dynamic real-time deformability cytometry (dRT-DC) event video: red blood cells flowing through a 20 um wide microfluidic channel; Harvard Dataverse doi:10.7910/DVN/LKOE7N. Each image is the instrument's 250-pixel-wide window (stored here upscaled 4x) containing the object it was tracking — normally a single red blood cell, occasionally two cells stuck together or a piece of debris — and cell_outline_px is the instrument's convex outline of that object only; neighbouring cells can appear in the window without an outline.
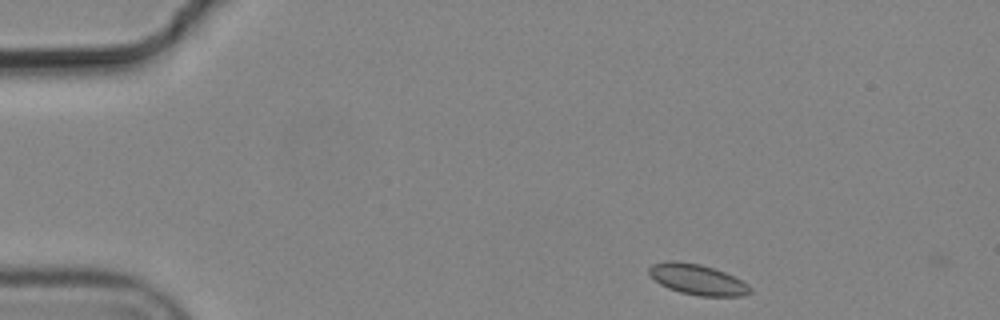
{"species": "common noctule bat (a hibernating species)", "species_latin": "Nyctalus noctula", "temperature_condition": "cold", "stored_images_in_passage": 2, "camera_frame_rate_fps": 3000, "um_per_image_px": 0.085, "animal": {"sex": "male", "body_mass_g": 19.2, "forearm_length_mm": 51.8}, "frame": {"image": 1, "passage_image": 1, "time_ms": 0.0, "image_size_px": [1000, 320], "cell_outline_px": [[752, 292], [744, 296], [700, 296], [680, 292], [668, 288], [660, 284], [648, 272], [648, 268], [652, 264], [668, 260], [672, 260], [700, 264], [724, 272], [748, 284], [752, 288]], "centroid_in_image_um": [59.28, 23.76], "position_along_channel_um": 25.7, "area_um2": 17.92}}